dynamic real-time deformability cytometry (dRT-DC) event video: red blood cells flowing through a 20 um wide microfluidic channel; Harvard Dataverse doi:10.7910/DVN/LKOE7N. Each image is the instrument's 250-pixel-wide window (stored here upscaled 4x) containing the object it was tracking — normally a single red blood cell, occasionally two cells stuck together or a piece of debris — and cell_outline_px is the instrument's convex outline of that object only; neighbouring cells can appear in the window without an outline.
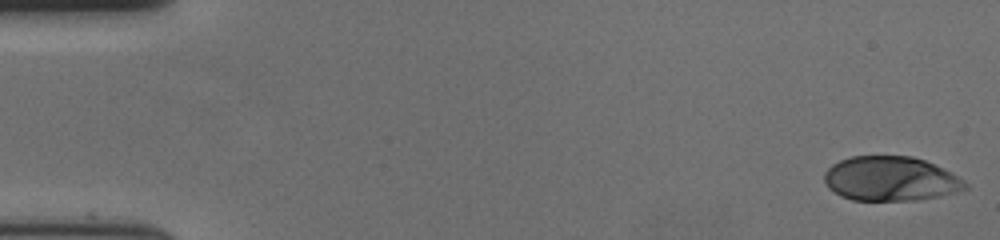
{"species": "human", "species_latin": "Homo sapiens", "temperature_condition": "cold", "stored_images_in_passage": 50, "camera_frame_rate_fps": 3000, "um_per_image_px": 0.085, "donor": {"sex": "female"}, "frame": {"image": 1, "passage_image": 1, "time_ms": 0.0, "image_size_px": [1000, 240], "cell_outline_px": [[968, 188], [956, 192], [940, 196], [916, 200], [852, 200], [840, 196], [828, 188], [824, 180], [824, 172], [832, 164], [840, 160], [852, 156], [912, 156], [924, 160], [952, 172], [964, 180], [968, 184]], "centroid_in_image_um": [75.7, 15.19], "position_along_channel_um": 9.3, "area_um2": 36.65}}
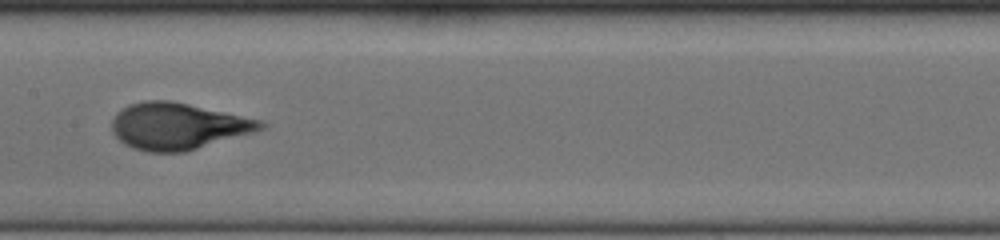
{"frame": {"image": 2, "passage_image": 29, "time_ms": 9.333, "image_size_px": [1000, 240], "cell_outline_px": [[268, 128], [184, 152], [148, 152], [132, 148], [124, 144], [112, 132], [112, 120], [116, 112], [120, 108], [128, 104], [144, 100], [172, 100], [264, 120], [268, 124]], "centroid_in_image_um": [15.14, 10.71], "position_along_channel_um": 192.3, "area_um2": 40.92}}
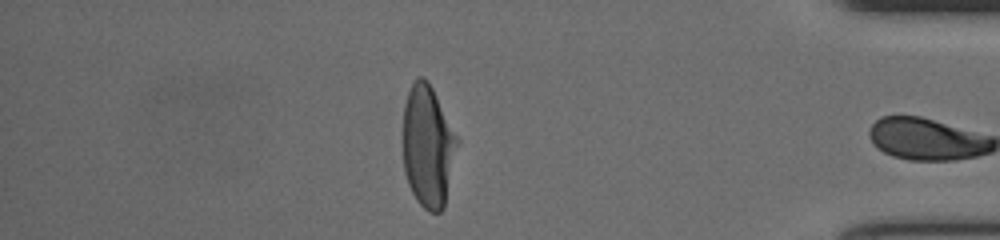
{"frame": {"image": 3, "passage_image": 49, "time_ms": 16.0, "image_size_px": [1000, 240], "cell_outline_px": [[460, 140], [444, 208], [440, 212], [428, 212], [416, 200], [408, 184], [404, 172], [404, 104], [408, 92], [416, 76], [424, 76], [428, 80]], "centroid_in_image_um": [36.4, 12.43], "position_along_channel_um": 398.8, "area_um2": 38.9}, "authors_computed_cell_mechanics": {"area_um2": 38.8994, "velocity_mm_per_s": 3.6468, "shape_relaxation_time_tau1_ms": 4.403, "shape_relaxation_time_tau2_ms": null, "deformation_change_tau1": 0.2162, "deformation_change_tau2": null}}